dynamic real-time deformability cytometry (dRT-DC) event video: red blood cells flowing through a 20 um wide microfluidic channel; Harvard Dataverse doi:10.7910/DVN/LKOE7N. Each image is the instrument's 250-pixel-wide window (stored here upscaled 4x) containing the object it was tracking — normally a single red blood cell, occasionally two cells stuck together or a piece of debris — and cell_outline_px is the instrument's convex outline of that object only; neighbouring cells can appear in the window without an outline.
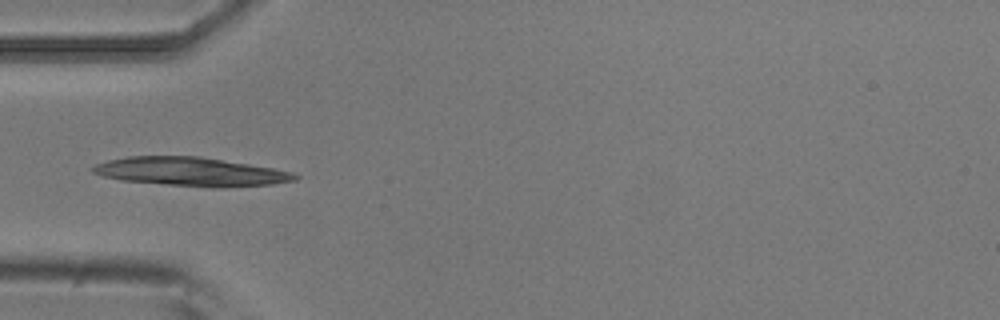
{"species": "common noctule bat (a hibernating species)", "species_latin": "Nyctalus noctula", "temperature_condition": "room temperature", "stored_images_in_passage": 5, "camera_frame_rate_fps": 3000, "um_per_image_px": 0.085, "animal": {"sex": "male", "body_mass_g": 20.5, "forearm_length_mm": 52.5}, "frame": {"image": 1, "passage_image": 4, "time_ms": 1.0, "image_size_px": [1000, 320], "cell_outline_px": [[300, 176], [296, 180], [272, 184], [220, 188], [212, 188], [120, 180], [104, 176], [92, 172], [88, 168], [96, 164], [108, 160], [128, 156], [200, 156], [272, 168], [292, 172]], "centroid_in_image_um": [16.21, 14.59], "position_along_channel_um": 68.8, "area_um2": 33.81}}
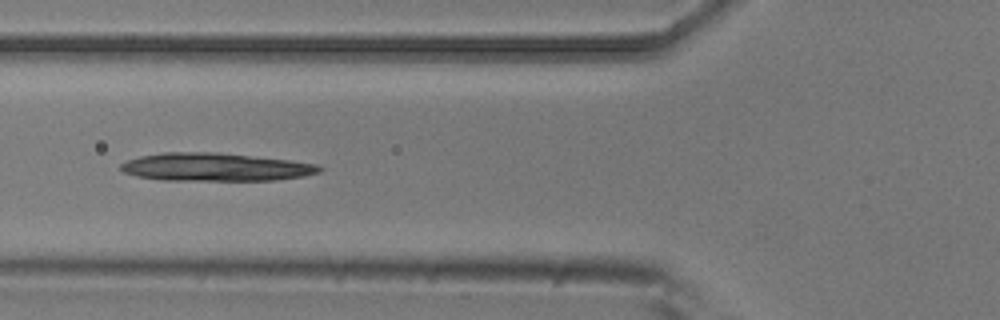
{"frame": {"image": 2, "passage_image": 5, "time_ms": 1.333, "image_size_px": [1000, 320], "cell_outline_px": [[324, 168], [320, 172], [304, 176], [276, 180], [164, 180], [136, 176], [124, 172], [120, 168], [120, 164], [128, 160], [140, 156], [164, 152], [212, 152], [288, 160], [320, 164]], "centroid_in_image_um": [18.33, 14.2], "position_along_channel_um": 107.5, "area_um2": 32.31}}